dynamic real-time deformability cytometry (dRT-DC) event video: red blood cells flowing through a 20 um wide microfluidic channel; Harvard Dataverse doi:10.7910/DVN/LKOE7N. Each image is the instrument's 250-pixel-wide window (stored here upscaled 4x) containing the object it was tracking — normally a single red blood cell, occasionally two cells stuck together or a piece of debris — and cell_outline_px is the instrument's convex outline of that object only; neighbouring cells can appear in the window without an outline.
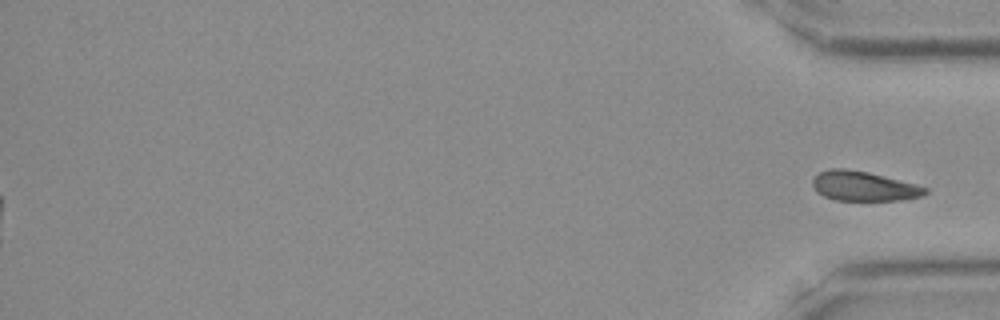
{"species": "Egyptian fruit bat (a non-hibernating species)", "species_latin": "Rousettus aegyptiacus", "temperature_condition": "room temperature", "stored_images_in_passage": 46, "segment_of_instrument_passage": [2, 2], "camera_frame_rate_fps": 3000, "um_per_image_px": 0.085, "frame": {"image": 1, "passage_image": 46, "time_ms": 15.0, "image_size_px": [1000, 320], "cell_outline_px": [[928, 192], [924, 196], [900, 200], [836, 200], [824, 196], [816, 192], [812, 184], [812, 180], [820, 172], [828, 168], [844, 168], [868, 172], [928, 188]], "centroid_in_image_um": [73.39, 15.82], "position_along_channel_um": 361.8, "area_um2": 19.31}}